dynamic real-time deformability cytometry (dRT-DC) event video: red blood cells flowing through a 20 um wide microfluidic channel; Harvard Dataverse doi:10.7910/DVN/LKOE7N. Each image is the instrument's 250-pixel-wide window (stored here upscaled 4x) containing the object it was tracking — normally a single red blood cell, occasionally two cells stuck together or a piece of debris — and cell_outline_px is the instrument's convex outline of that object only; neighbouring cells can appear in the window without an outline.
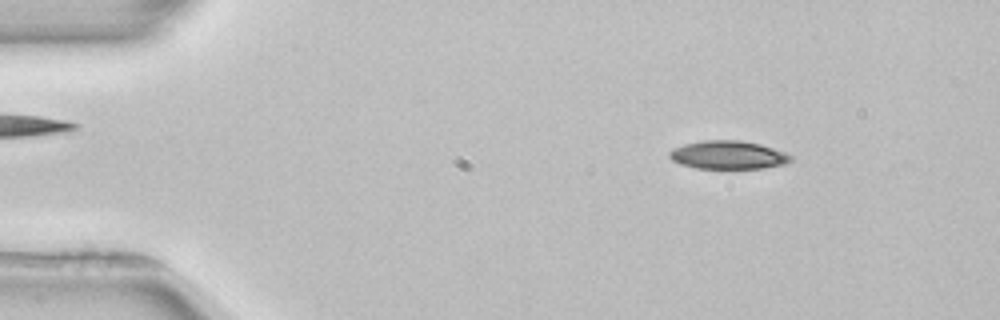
{"species": "common noctule bat (a hibernating species)", "species_latin": "Nyctalus noctula", "temperature_condition": "room temperature", "stored_images_in_passage": 40, "camera_frame_rate_fps": 3000, "um_per_image_px": 0.085, "animal": {"sex": "female", "body_mass_g": 22.7, "forearm_length_mm": 54.2}, "frame": {"image": 1, "passage_image": 7, "time_ms": 2.0, "image_size_px": [1000, 320], "cell_outline_px": [[792, 160], [784, 164], [764, 168], [696, 168], [680, 164], [672, 160], [668, 156], [668, 152], [672, 148], [684, 144], [704, 140], [740, 140], [760, 144], [784, 152], [792, 156]], "centroid_in_image_um": [61.85, 13.17], "position_along_channel_um": 23.1, "area_um2": 20.0}}
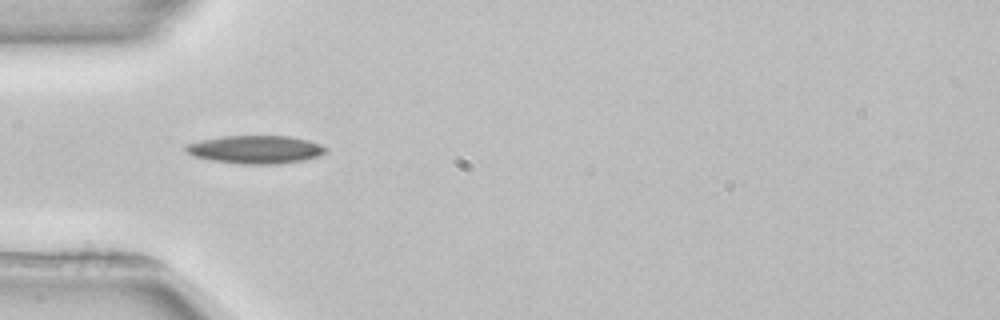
{"frame": {"image": 2, "passage_image": 16, "time_ms": 5.0, "image_size_px": [1000, 320], "cell_outline_px": [[328, 152], [320, 156], [304, 160], [280, 164], [240, 164], [212, 160], [192, 156], [184, 148], [184, 144], [224, 136], [288, 136], [308, 140], [320, 144], [328, 148]], "centroid_in_image_um": [21.76, 12.71], "position_along_channel_um": 63.2, "area_um2": 23.0}}
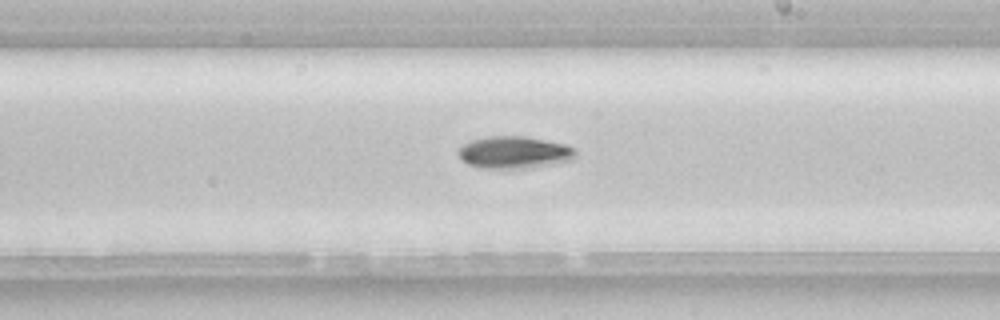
{"frame": {"image": 3, "passage_image": 30, "time_ms": 9.667, "image_size_px": [1000, 320], "cell_outline_px": [[576, 156], [572, 160], [532, 168], [480, 168], [468, 164], [460, 160], [456, 152], [464, 144], [472, 140], [488, 136], [524, 136], [564, 144], [572, 148], [576, 152]], "centroid_in_image_um": [43.67, 12.96], "position_along_channel_um": 245.3, "area_um2": 22.02}, "authors_computed_cell_mechanics": {"area_um2": 20.8658, "velocity_mm_per_s": 3.9391, "shape_relaxation_time_tau1_ms": 3.698, "shape_relaxation_time_tau2_ms": null, "deformation_change_tau1": 0.137, "deformation_change_tau2": null}}